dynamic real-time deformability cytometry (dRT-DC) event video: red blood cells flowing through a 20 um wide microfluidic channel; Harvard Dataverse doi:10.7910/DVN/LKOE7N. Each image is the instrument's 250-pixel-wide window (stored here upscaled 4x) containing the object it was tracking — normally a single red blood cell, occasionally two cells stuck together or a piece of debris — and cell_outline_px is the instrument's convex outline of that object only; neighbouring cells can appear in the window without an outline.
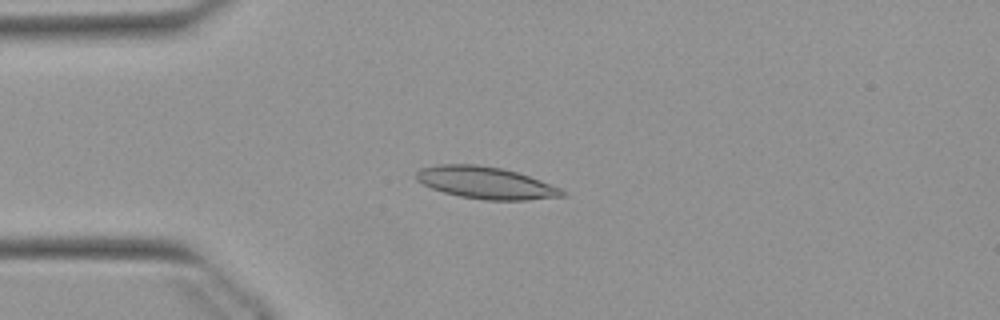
{"species": "Egyptian fruit bat (a non-hibernating species)", "species_latin": "Rousettus aegyptiacus", "temperature_condition": "warm", "stored_images_in_passage": 52, "camera_frame_rate_fps": 3000, "um_per_image_px": 0.085, "animal": {"sex": "female"}, "frame": {"image": 1, "passage_image": 13, "time_ms": 4.0, "image_size_px": [1000, 320], "cell_outline_px": [[568, 196], [528, 200], [488, 200], [460, 196], [444, 192], [432, 188], [416, 180], [416, 172], [420, 168], [436, 164], [476, 164], [500, 168], [516, 172], [540, 180], [560, 188], [568, 192]], "centroid_in_image_um": [41.31, 15.54], "position_along_channel_um": 43.7, "area_um2": 27.22}}
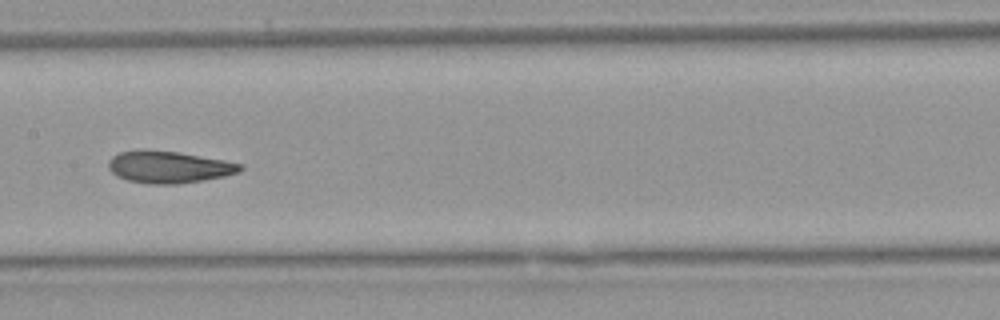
{"frame": {"image": 2, "passage_image": 26, "time_ms": 8.333, "image_size_px": [1000, 320], "cell_outline_px": [[244, 168], [240, 172], [224, 176], [204, 180], [176, 184], [148, 184], [128, 180], [116, 176], [108, 168], [108, 160], [112, 156], [120, 152], [144, 148], [176, 152], [224, 160], [244, 164]], "centroid_in_image_um": [14.33, 14.19], "position_along_channel_um": 193.1, "area_um2": 24.8}}
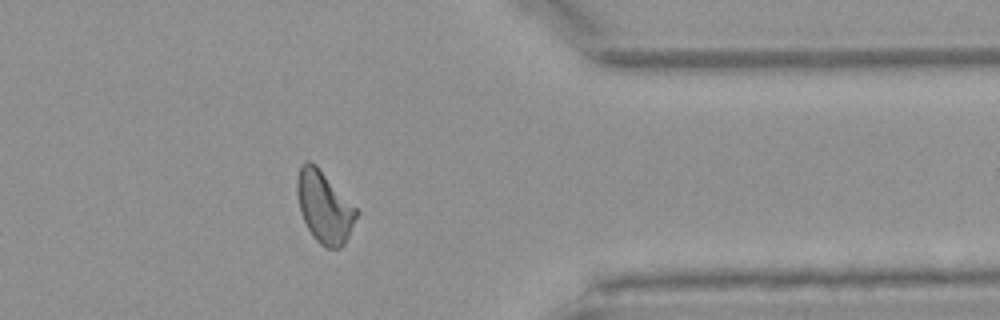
{"frame": {"image": 3, "passage_image": 42, "time_ms": 13.667, "image_size_px": [1000, 320], "cell_outline_px": [[360, 212], [344, 244], [340, 248], [324, 248], [312, 236], [300, 212], [296, 192], [296, 180], [300, 164], [304, 160], [308, 160], [316, 164]], "centroid_in_image_um": [27.55, 17.57], "position_along_channel_um": 383.9, "area_um2": 24.97}, "authors_computed_cell_mechanics": {"area_um2": 24.9985, "velocity_mm_per_s": 3.8734, "shape_relaxation_time_tau1_ms": 9.5018, "shape_relaxation_time_tau2_ms": 2.1235, "deformation_change_tau1": 0.2297, "deformation_change_tau2": 0.0908}}